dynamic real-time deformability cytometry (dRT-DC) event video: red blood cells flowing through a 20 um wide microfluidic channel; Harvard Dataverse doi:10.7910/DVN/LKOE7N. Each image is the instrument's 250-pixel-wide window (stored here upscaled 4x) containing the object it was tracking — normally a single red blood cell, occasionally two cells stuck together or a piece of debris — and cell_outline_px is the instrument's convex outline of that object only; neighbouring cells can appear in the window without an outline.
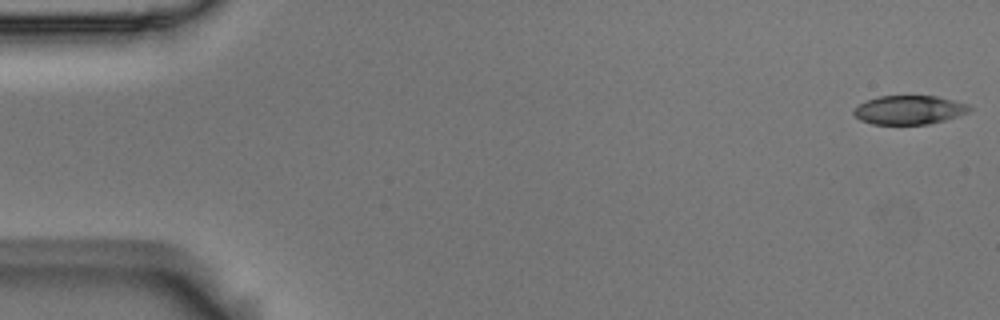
{"species": "Egyptian fruit bat (a non-hibernating species)", "species_latin": "Rousettus aegyptiacus", "temperature_condition": "room temperature", "stored_images_in_passage": 54, "camera_frame_rate_fps": 3000, "um_per_image_px": 0.085, "animal": {"sex": "male"}, "frame": {"image": 1, "passage_image": 1, "time_ms": 0.0, "image_size_px": [1000, 320], "cell_outline_px": [[972, 108], [968, 112], [944, 120], [928, 124], [872, 124], [860, 120], [852, 112], [860, 104], [868, 100], [880, 96], [936, 96], [968, 104]], "centroid_in_image_um": [77.28, 9.34], "position_along_channel_um": 7.7, "area_um2": 19.19}}
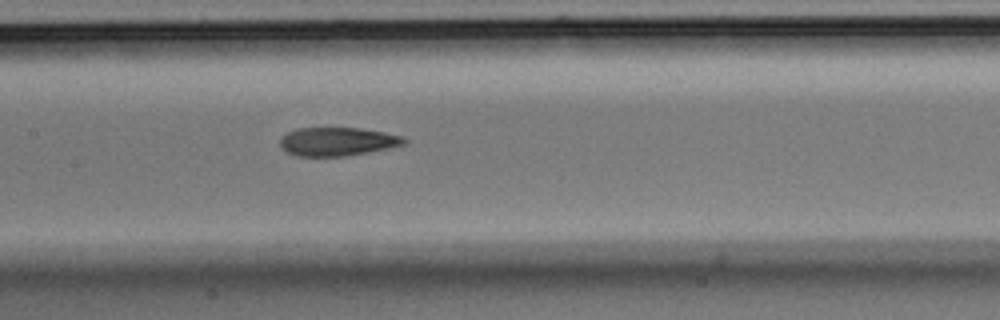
{"frame": {"image": 2, "passage_image": 26, "time_ms": 8.333, "image_size_px": [1000, 320], "cell_outline_px": [[408, 140], [404, 144], [388, 148], [344, 156], [296, 156], [288, 152], [280, 144], [280, 136], [296, 128], [360, 128], [384, 132], [404, 136]], "centroid_in_image_um": [28.68, 12.02], "position_along_channel_um": 178.7, "area_um2": 20.52}}
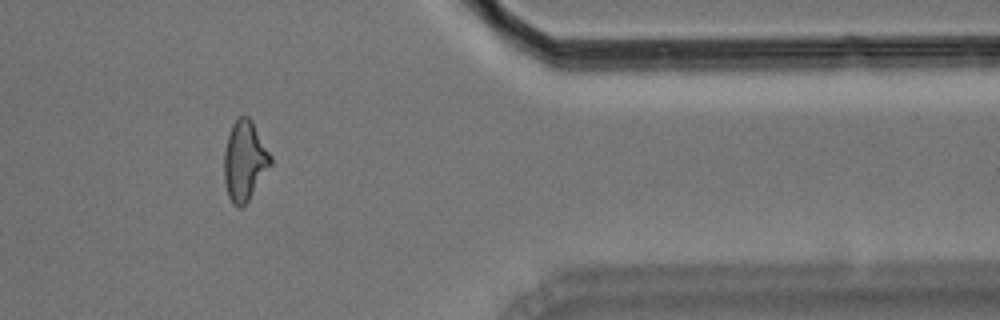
{"frame": {"image": 3, "passage_image": 45, "time_ms": 14.667, "image_size_px": [1000, 320], "cell_outline_px": [[272, 164], [248, 200], [240, 208], [228, 196], [224, 180], [224, 152], [228, 132], [232, 124], [240, 116], [248, 116], [252, 120], [272, 156]], "centroid_in_image_um": [20.8, 13.62], "position_along_channel_um": 390.6, "area_um2": 21.5}, "authors_computed_cell_mechanics": {"area_um2": 21.3282, "velocity_mm_per_s": 3.6831, "shape_relaxation_time_tau1_ms": 6.6333, "shape_relaxation_time_tau2_ms": 2.1789, "deformation_change_tau1": 0.1968, "deformation_change_tau2": 0.1155}}